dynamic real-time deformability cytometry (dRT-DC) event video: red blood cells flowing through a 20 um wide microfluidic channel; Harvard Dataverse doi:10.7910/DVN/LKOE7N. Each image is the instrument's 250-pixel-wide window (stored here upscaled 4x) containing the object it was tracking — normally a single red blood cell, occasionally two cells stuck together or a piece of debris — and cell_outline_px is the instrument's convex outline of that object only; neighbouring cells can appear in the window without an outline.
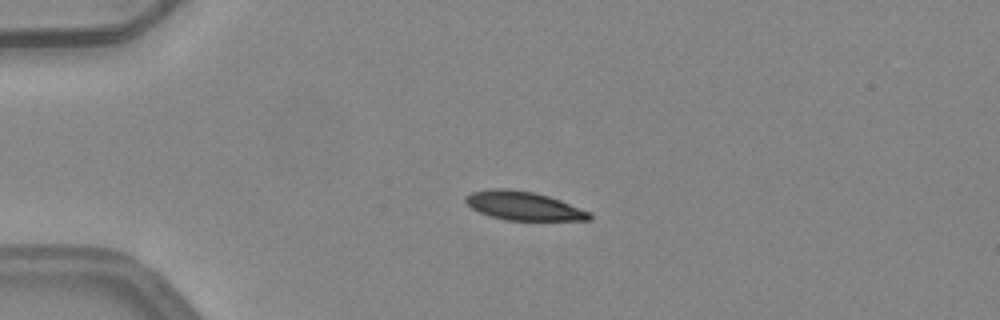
{"species": "common noctule bat (a hibernating species)", "species_latin": "Nyctalus noctula", "temperature_condition": "warm", "stored_images_in_passage": 5, "camera_frame_rate_fps": 3000, "um_per_image_px": 0.085, "animal": {"sex": "female", "body_mass_g": 24.6, "forearm_length_mm": 56.2}, "frame": {"image": 1, "passage_image": 4, "time_ms": 1.0, "image_size_px": [1000, 320], "cell_outline_px": [[592, 216], [588, 220], [504, 220], [480, 212], [472, 208], [464, 200], [464, 196], [472, 192], [492, 188], [504, 188], [536, 192], [560, 200], [592, 212]], "centroid_in_image_um": [44.51, 17.49], "position_along_channel_um": 40.5, "area_um2": 20.69}}